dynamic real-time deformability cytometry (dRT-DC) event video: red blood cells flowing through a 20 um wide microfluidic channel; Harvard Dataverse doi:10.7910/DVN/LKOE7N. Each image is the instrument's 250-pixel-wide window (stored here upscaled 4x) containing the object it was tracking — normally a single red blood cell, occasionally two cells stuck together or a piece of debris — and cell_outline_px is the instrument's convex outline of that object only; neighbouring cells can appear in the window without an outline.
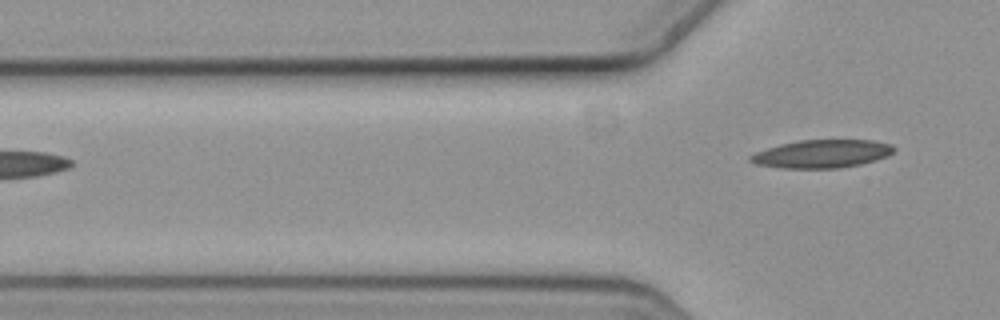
{"species": "common noctule bat (a hibernating species)", "species_latin": "Nyctalus noctula", "temperature_condition": "cold", "stored_images_in_passage": 3, "camera_frame_rate_fps": 3000, "um_per_image_px": 0.085, "animal": {"sex": "female", "body_mass_g": 19.3, "forearm_length_mm": 54.1}, "frame": {"image": 1, "passage_image": 3, "time_ms": 0.667, "image_size_px": [1000, 320], "cell_outline_px": [[896, 148], [888, 156], [876, 160], [860, 164], [840, 168], [780, 168], [756, 164], [748, 160], [748, 156], [756, 152], [780, 144], [800, 140], [872, 140], [892, 144]], "centroid_in_image_um": [69.87, 13.07], "position_along_channel_um": 55.9, "area_um2": 23.52}}